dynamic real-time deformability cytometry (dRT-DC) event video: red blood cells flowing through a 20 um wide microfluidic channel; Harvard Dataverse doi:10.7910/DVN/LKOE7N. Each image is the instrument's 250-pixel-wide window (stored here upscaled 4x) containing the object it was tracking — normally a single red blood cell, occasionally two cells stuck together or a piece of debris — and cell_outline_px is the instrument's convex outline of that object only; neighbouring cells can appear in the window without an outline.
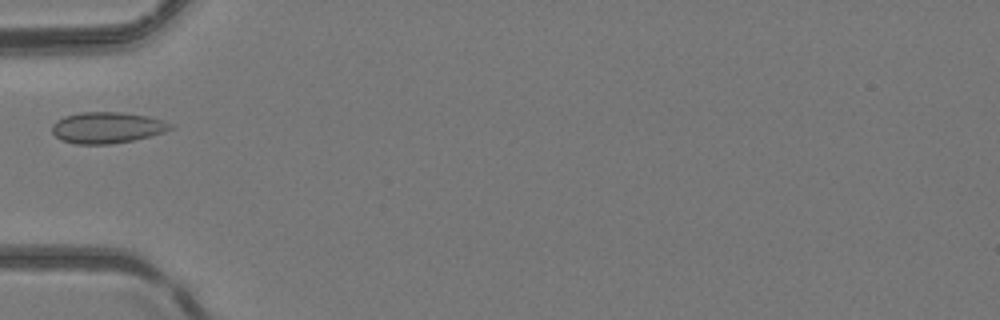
{"species": "common noctule bat (a hibernating species)", "species_latin": "Nyctalus noctula", "temperature_condition": "room temperature", "stored_images_in_passage": 4, "camera_frame_rate_fps": 3000, "um_per_image_px": 0.085, "animal": {"sex": "female", "body_mass_g": 24.6, "forearm_length_mm": 56.2}, "frame": {"image": 1, "passage_image": 4, "time_ms": 3.333, "image_size_px": [1000, 320], "cell_outline_px": [[176, 128], [164, 132], [132, 140], [112, 144], [76, 144], [60, 140], [52, 132], [52, 124], [56, 120], [64, 116], [80, 112], [120, 112], [148, 116], [164, 120], [172, 124]], "centroid_in_image_um": [9.1, 10.84], "position_along_channel_um": 75.9, "area_um2": 21.68}}